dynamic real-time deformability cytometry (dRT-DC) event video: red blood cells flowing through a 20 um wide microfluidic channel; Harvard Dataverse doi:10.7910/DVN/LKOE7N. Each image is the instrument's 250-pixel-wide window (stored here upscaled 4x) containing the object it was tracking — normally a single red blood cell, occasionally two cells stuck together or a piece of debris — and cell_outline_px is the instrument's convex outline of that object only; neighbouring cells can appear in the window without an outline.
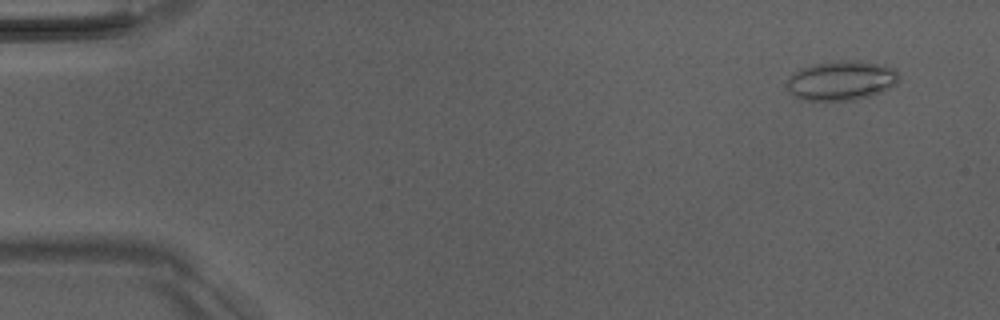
{"species": "Egyptian fruit bat (a non-hibernating species)", "species_latin": "Rousettus aegyptiacus", "temperature_condition": "room temperature", "stored_images_in_passage": 6, "camera_frame_rate_fps": 3000, "um_per_image_px": 0.085, "animal": {"sex": "male"}, "frame": {"image": 1, "passage_image": 1, "time_ms": 0.0, "image_size_px": [1000, 320], "cell_outline_px": [[900, 76], [896, 84], [880, 92], [868, 96], [852, 100], [804, 100], [792, 96], [788, 88], [788, 80], [796, 72], [812, 64], [840, 60], [856, 60], [880, 64], [896, 68]], "centroid_in_image_um": [71.55, 6.84], "position_along_channel_um": 13.4, "area_um2": 25.61}}